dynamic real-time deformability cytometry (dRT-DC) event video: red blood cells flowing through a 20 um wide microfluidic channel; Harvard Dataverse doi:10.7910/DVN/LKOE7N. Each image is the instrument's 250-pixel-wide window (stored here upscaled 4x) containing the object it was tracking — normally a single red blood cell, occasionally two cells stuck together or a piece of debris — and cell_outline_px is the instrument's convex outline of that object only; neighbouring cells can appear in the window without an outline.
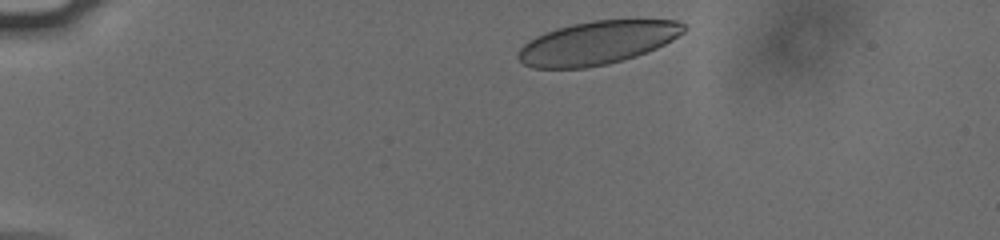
{"species": "human", "species_latin": "Homo sapiens", "temperature_condition": "cold", "stored_images_in_passage": 40, "camera_frame_rate_fps": 3000, "um_per_image_px": 0.085, "donor": {"sex": "male"}, "frame": {"image": 1, "passage_image": 2, "time_ms": 0.333, "image_size_px": [1000, 240], "cell_outline_px": [[688, 28], [684, 32], [672, 40], [656, 48], [636, 56], [624, 60], [608, 64], [584, 68], [532, 68], [524, 64], [516, 56], [520, 48], [528, 40], [544, 32], [556, 28], [572, 24], [592, 20], [680, 20]], "centroid_in_image_um": [50.77, 3.63], "position_along_channel_um": 34.2, "area_um2": 41.96}}
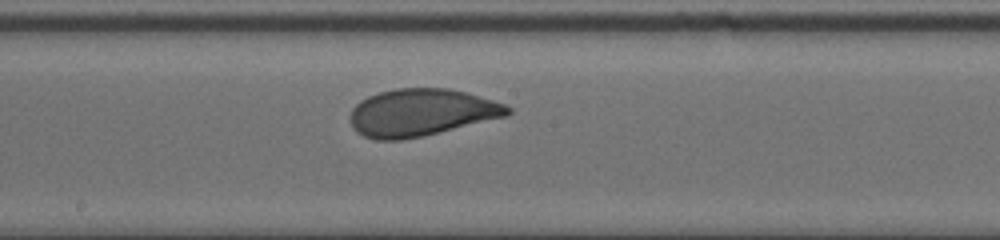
{"frame": {"image": 2, "passage_image": 22, "time_ms": 7.0, "image_size_px": [1000, 240], "cell_outline_px": [[512, 112], [508, 116], [420, 136], [400, 140], [376, 140], [364, 136], [356, 132], [352, 128], [352, 108], [360, 100], [368, 96], [380, 92], [396, 88], [448, 88], [464, 92], [492, 100], [504, 104], [512, 108]], "centroid_in_image_um": [35.8, 9.56], "position_along_channel_um": 212.4, "area_um2": 43.0}}
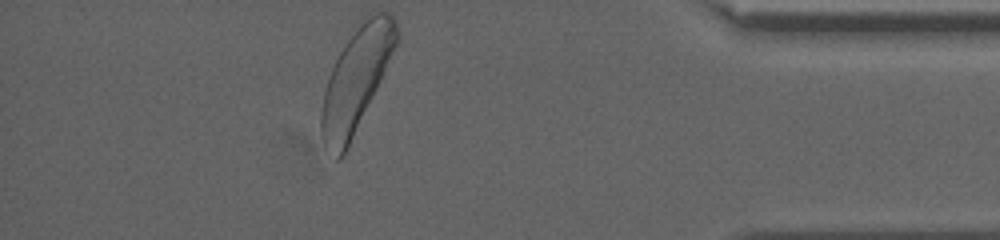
{"frame": {"image": 3, "passage_image": 40, "time_ms": 13.0, "image_size_px": [1000, 240], "cell_outline_px": [[400, 40], [348, 148], [344, 156], [340, 160], [336, 160], [324, 144], [320, 132], [320, 112], [324, 92], [328, 76], [340, 52], [364, 12], [388, 12], [396, 20], [400, 36]], "centroid_in_image_um": [30.29, 6.72], "position_along_channel_um": 404.9, "area_um2": 45.78}, "authors_computed_cell_mechanics": {"area_um2": 43.4367, "velocity_mm_per_s": 3.7595, "shape_relaxation_time_tau1_ms": 3.4406, "shape_relaxation_time_tau2_ms": null, "deformation_change_tau1": 0.1299, "deformation_change_tau2": null}}